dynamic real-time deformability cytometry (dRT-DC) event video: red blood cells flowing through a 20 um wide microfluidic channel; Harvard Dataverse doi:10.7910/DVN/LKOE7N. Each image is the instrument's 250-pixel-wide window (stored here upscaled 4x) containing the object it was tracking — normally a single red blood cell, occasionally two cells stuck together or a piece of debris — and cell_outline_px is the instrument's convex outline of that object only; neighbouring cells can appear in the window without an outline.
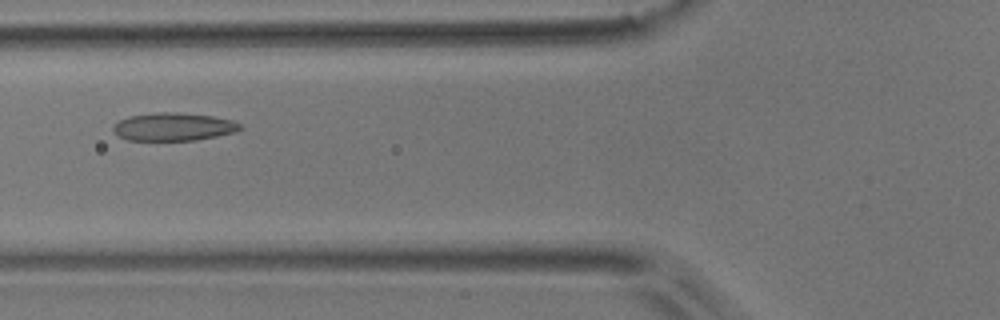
{"species": "common noctule bat (a hibernating species)", "species_latin": "Nyctalus noctula", "temperature_condition": "room temperature", "stored_images_in_passage": 6, "camera_frame_rate_fps": 3000, "um_per_image_px": 0.085, "animal": {"sex": "male", "body_mass_g": 17.9}, "frame": {"image": 1, "passage_image": 5, "time_ms": 1.333, "image_size_px": [1000, 320], "cell_outline_px": [[244, 128], [236, 132], [196, 140], [128, 140], [120, 136], [112, 128], [120, 120], [132, 116], [156, 112], [172, 112], [212, 116], [232, 120], [240, 124]], "centroid_in_image_um": [14.8, 10.78], "position_along_channel_um": 111.0, "area_um2": 20.4}}
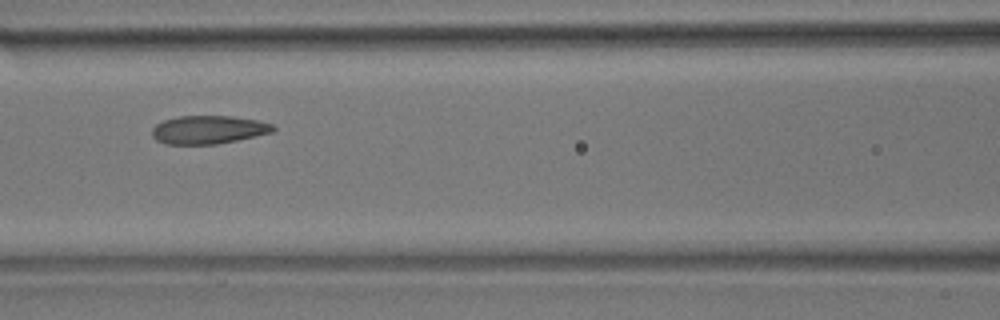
{"frame": {"image": 2, "passage_image": 6, "time_ms": 1.667, "image_size_px": [1000, 320], "cell_outline_px": [[276, 128], [272, 132], [256, 136], [216, 144], [164, 144], [156, 140], [152, 136], [152, 128], [156, 124], [164, 120], [180, 116], [232, 116], [256, 120], [272, 124]], "centroid_in_image_um": [17.69, 11.03], "position_along_channel_um": 148.9, "area_um2": 19.88}}